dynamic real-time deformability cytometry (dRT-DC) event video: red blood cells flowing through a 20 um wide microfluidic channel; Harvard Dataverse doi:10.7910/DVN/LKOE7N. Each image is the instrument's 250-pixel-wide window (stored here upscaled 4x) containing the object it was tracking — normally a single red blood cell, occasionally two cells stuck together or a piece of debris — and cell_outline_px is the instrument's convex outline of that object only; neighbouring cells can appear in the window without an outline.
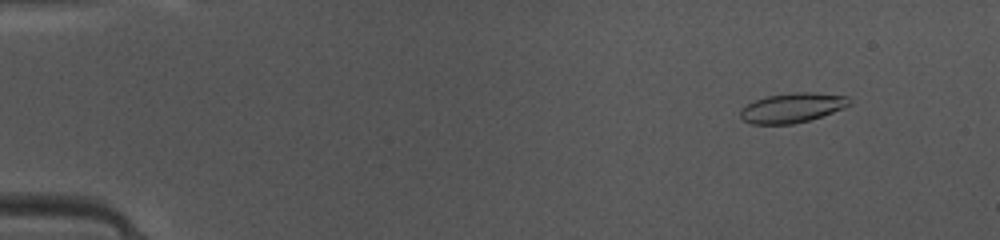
{"species": "common noctule bat (a hibernating species)", "species_latin": "Nyctalus noctula", "temperature_condition": "warm", "stored_images_in_passage": 48, "camera_frame_rate_fps": 3000, "um_per_image_px": 0.085, "animal": {"sex": "female", "body_mass_g": 10.0, "forearm_length_mm": 53.1}, "frame": {"image": 1, "passage_image": 5, "time_ms": 1.333, "image_size_px": [1000, 240], "cell_outline_px": [[852, 100], [848, 104], [832, 112], [808, 120], [792, 124], [752, 124], [744, 120], [740, 116], [740, 108], [756, 100], [768, 96], [796, 92], [808, 92], [848, 96]], "centroid_in_image_um": [67.3, 9.16], "position_along_channel_um": 17.7, "area_um2": 18.44}}
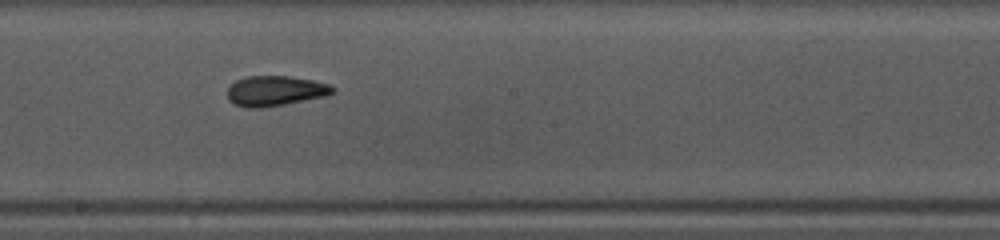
{"frame": {"image": 2, "passage_image": 27, "time_ms": 8.667, "image_size_px": [1000, 240], "cell_outline_px": [[336, 92], [324, 96], [284, 104], [260, 108], [244, 108], [228, 100], [228, 88], [236, 80], [248, 76], [288, 76], [312, 80], [328, 84], [336, 88]], "centroid_in_image_um": [23.39, 7.72], "position_along_channel_um": 224.8, "area_um2": 18.38}}
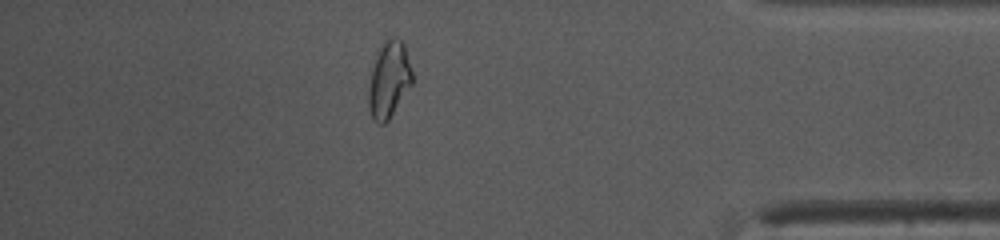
{"frame": {"image": 3, "passage_image": 42, "time_ms": 13.667, "image_size_px": [1000, 240], "cell_outline_px": [[412, 84], [388, 120], [384, 124], [380, 124], [372, 116], [368, 108], [368, 92], [372, 72], [376, 56], [380, 48], [392, 36], [400, 40], [404, 44], [412, 72]], "centroid_in_image_um": [33.07, 6.8], "position_along_channel_um": 402.1, "area_um2": 18.84}, "authors_computed_cell_mechanics": {"area_um2": 18.5249, "velocity_mm_per_s": 4.1567, "shape_relaxation_time_tau1_ms": 4.147, "shape_relaxation_time_tau2_ms": 2.3089, "deformation_change_tau1": 0.1471, "deformation_change_tau2": 0.0673}}